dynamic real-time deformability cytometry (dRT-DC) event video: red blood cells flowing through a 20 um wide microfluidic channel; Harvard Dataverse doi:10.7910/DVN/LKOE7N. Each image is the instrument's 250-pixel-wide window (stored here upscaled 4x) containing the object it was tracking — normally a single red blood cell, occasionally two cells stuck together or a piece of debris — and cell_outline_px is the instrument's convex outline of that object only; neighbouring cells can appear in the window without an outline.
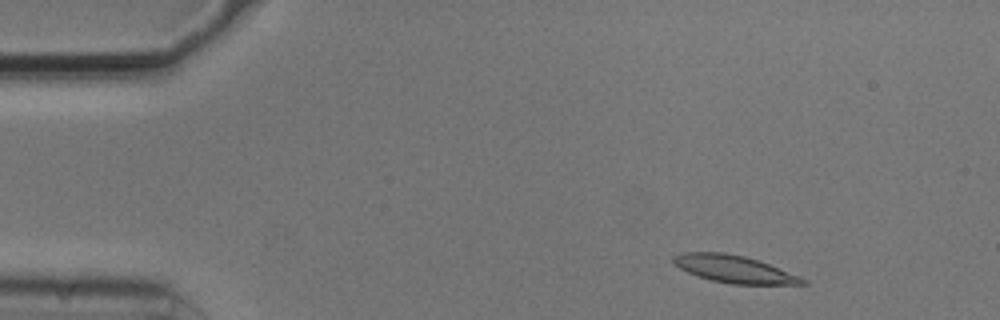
{"species": "common noctule bat (a hibernating species)", "species_latin": "Nyctalus noctula", "temperature_condition": "cold", "stored_images_in_passage": 5, "camera_frame_rate_fps": 3000, "um_per_image_px": 0.085, "animal": {"sex": "male", "body_mass_g": 20.5, "forearm_length_mm": 52.5}, "frame": {"image": 1, "passage_image": 4, "time_ms": 1.0, "image_size_px": [1000, 320], "cell_outline_px": [[808, 284], [732, 284], [712, 280], [688, 272], [680, 268], [672, 260], [672, 256], [684, 252], [724, 252], [744, 256], [768, 264], [800, 276], [808, 280]], "centroid_in_image_um": [62.42, 22.87], "position_along_channel_um": 22.6, "area_um2": 20.29}}